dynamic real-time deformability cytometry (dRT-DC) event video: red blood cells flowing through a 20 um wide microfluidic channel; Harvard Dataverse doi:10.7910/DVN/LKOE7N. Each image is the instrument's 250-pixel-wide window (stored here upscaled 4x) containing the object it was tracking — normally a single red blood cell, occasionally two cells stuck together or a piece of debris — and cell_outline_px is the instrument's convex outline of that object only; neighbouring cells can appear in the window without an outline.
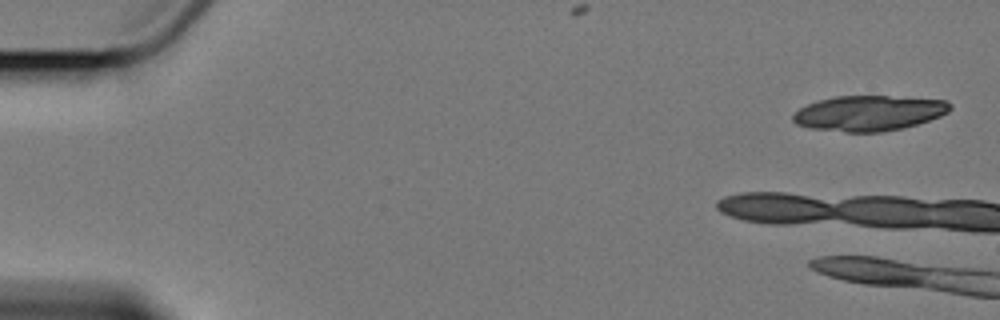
{"species": "Egyptian fruit bat (a non-hibernating species)", "species_latin": "Rousettus aegyptiacus", "temperature_condition": "cold", "stored_images_in_passage": 6, "camera_frame_rate_fps": 3000, "um_per_image_px": 0.085, "animal": {"sex": "female"}, "frame": {"image": 1, "passage_image": 1, "time_ms": 0.0, "image_size_px": [1000, 320], "cell_outline_px": [[952, 108], [948, 112], [940, 116], [904, 128], [884, 132], [844, 132], [812, 128], [796, 124], [792, 120], [792, 116], [800, 108], [808, 104], [820, 100], [836, 96], [888, 96], [948, 100], [952, 104]], "centroid_in_image_um": [73.89, 9.62], "position_along_channel_um": 11.1, "area_um2": 32.31}}